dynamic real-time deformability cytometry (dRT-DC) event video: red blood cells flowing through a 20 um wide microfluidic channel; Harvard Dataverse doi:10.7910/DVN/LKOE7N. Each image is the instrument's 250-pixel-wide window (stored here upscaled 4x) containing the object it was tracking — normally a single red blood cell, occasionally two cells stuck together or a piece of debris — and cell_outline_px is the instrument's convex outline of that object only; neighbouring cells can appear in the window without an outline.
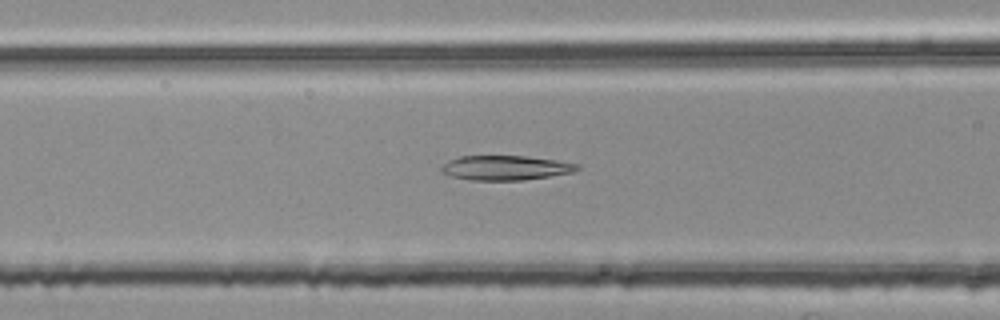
{"species": "common noctule bat (a hibernating species)", "species_latin": "Nyctalus noctula", "temperature_condition": "room temperature", "stored_images_in_passage": 54, "segment_of_instrument_passage": [2, 2], "camera_frame_rate_fps": 3000, "um_per_image_px": 0.085, "animal": {"sex": "female", "body_mass_g": 25.1}, "frame": {"image": 1, "passage_image": 22, "time_ms": 7.0, "image_size_px": [1000, 320], "cell_outline_px": [[580, 168], [576, 172], [524, 180], [472, 180], [452, 176], [440, 172], [440, 168], [448, 160], [460, 156], [524, 156], [580, 164]], "centroid_in_image_um": [42.97, 14.27], "position_along_channel_um": 123.6, "area_um2": 19.42}}
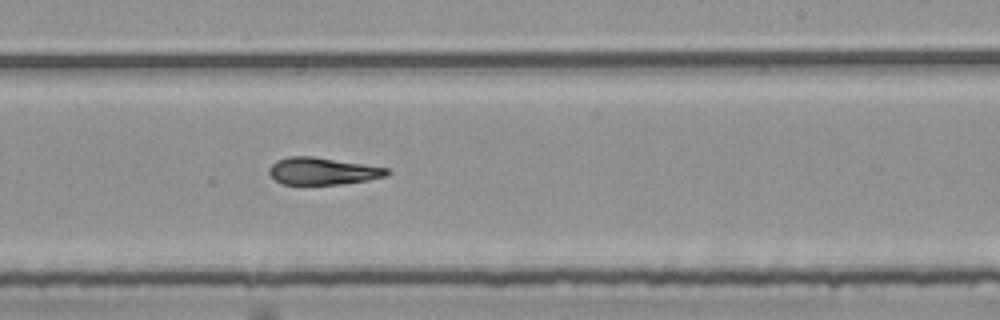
{"frame": {"image": 2, "passage_image": 33, "time_ms": 10.667, "image_size_px": [1000, 320], "cell_outline_px": [[392, 172], [388, 176], [368, 180], [340, 184], [280, 184], [268, 172], [268, 168], [276, 160], [288, 156], [312, 156], [388, 168]], "centroid_in_image_um": [27.42, 14.54], "position_along_channel_um": 261.6, "area_um2": 18.67}}
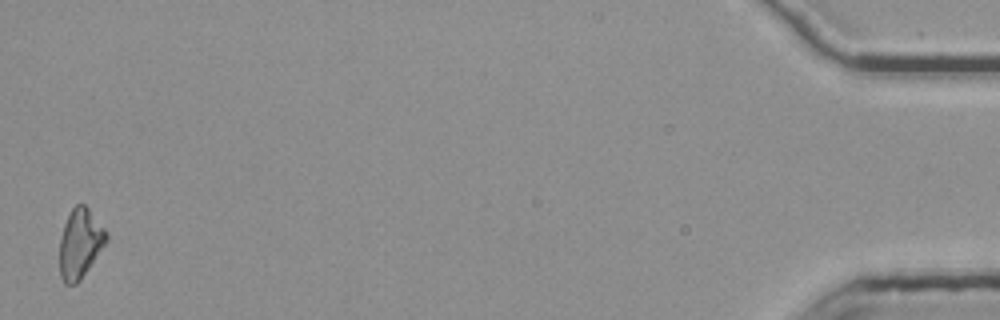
{"frame": {"image": 3, "passage_image": 54, "time_ms": 17.667, "image_size_px": [1000, 320], "cell_outline_px": [[108, 240], [80, 280], [76, 284], [64, 284], [60, 276], [60, 240], [64, 224], [72, 208], [76, 204], [84, 204], [88, 208], [108, 232]], "centroid_in_image_um": [6.81, 20.69], "position_along_channel_um": 428.4, "area_um2": 18.79}}